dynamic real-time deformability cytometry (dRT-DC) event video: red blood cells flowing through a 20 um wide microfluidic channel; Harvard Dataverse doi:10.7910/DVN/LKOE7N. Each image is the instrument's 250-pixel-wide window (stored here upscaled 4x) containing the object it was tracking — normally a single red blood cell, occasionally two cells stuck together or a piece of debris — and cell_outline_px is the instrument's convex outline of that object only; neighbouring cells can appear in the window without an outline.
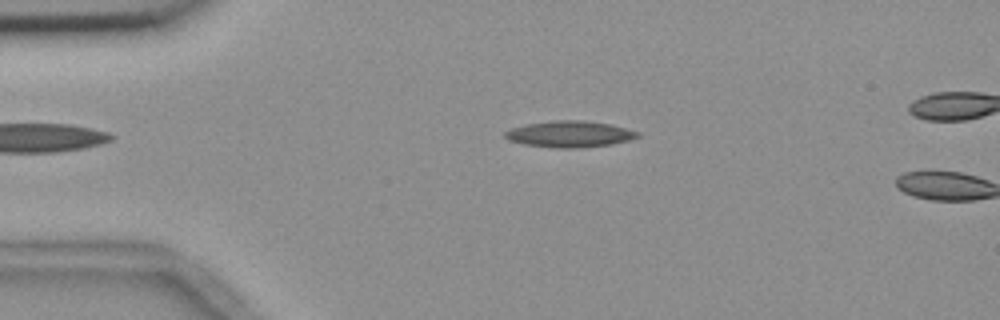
{"species": "common noctule bat (a hibernating species)", "species_latin": "Nyctalus noctula", "temperature_condition": "room temperature", "stored_images_in_passage": 13, "camera_frame_rate_fps": 3000, "um_per_image_px": 0.085, "animal": {"sex": "female", "body_mass_g": 18.4}, "frame": {"image": 1, "passage_image": 11, "time_ms": 3.333, "image_size_px": [1000, 320], "cell_outline_px": [[640, 136], [628, 140], [608, 144], [576, 148], [552, 148], [524, 144], [508, 140], [504, 136], [504, 132], [512, 128], [524, 124], [552, 120], [584, 120], [612, 124], [640, 132]], "centroid_in_image_um": [48.39, 11.38], "position_along_channel_um": 36.6, "area_um2": 20.4}}